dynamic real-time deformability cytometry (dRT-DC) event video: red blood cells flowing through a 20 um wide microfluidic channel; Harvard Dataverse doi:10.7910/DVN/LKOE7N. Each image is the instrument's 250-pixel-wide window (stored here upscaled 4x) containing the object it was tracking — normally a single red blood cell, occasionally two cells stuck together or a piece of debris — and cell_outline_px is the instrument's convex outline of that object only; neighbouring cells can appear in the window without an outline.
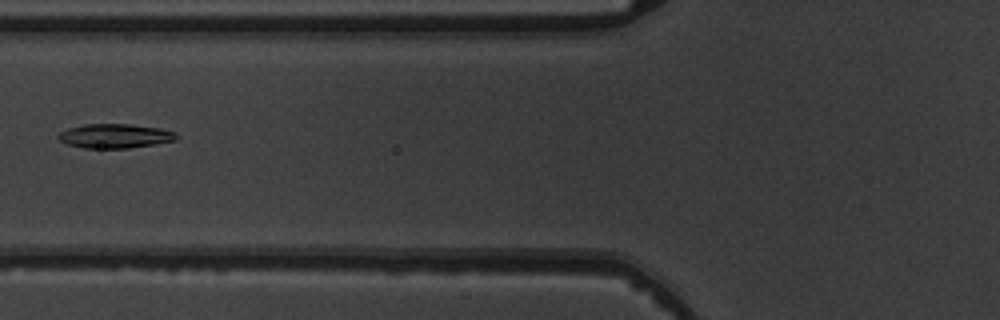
{"species": "common noctule bat (a hibernating species)", "species_latin": "Nyctalus noctula", "temperature_condition": "warm", "stored_images_in_passage": 5, "camera_frame_rate_fps": 3000, "um_per_image_px": 0.085, "animal": {"sex": "male", "body_mass_g": 19.5, "forearm_length_mm": 54.6}, "frame": {"image": 1, "passage_image": 3, "time_ms": 2.333, "image_size_px": [1000, 320], "cell_outline_px": [[180, 136], [176, 140], [128, 148], [84, 148], [68, 144], [60, 140], [56, 136], [60, 132], [68, 128], [84, 124], [128, 124], [160, 128], [176, 132]], "centroid_in_image_um": [9.78, 11.55], "position_along_channel_um": 116.0, "area_um2": 16.65}}
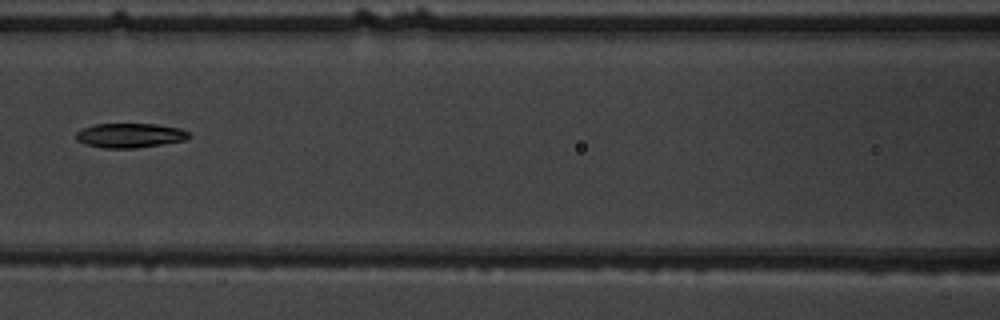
{"frame": {"image": 2, "passage_image": 4, "time_ms": 3.333, "image_size_px": [1000, 320], "cell_outline_px": [[192, 136], [184, 140], [136, 148], [104, 148], [84, 144], [76, 140], [76, 132], [80, 128], [96, 124], [156, 124], [180, 128], [188, 132]], "centroid_in_image_um": [11.01, 11.51], "position_along_channel_um": 155.6, "area_um2": 16.13}}
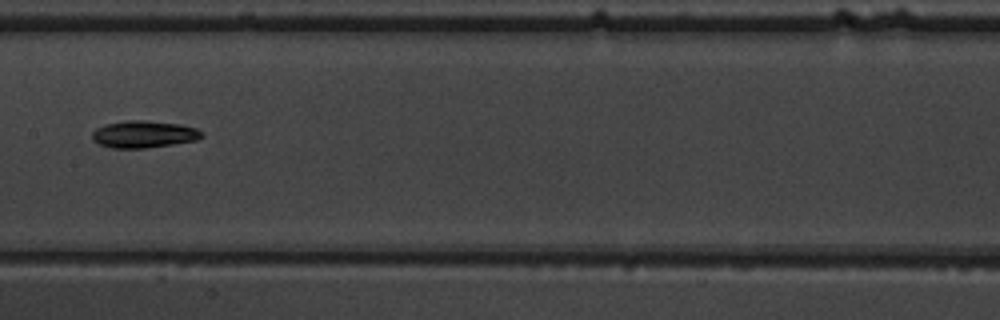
{"frame": {"image": 3, "passage_image": 5, "time_ms": 4.333, "image_size_px": [1000, 320], "cell_outline_px": [[204, 136], [196, 140], [172, 144], [144, 148], [112, 148], [100, 144], [92, 140], [92, 132], [96, 128], [104, 124], [128, 120], [144, 120], [180, 124], [196, 128], [204, 132]], "centroid_in_image_um": [12.22, 11.4], "position_along_channel_um": 195.2, "area_um2": 17.34}}